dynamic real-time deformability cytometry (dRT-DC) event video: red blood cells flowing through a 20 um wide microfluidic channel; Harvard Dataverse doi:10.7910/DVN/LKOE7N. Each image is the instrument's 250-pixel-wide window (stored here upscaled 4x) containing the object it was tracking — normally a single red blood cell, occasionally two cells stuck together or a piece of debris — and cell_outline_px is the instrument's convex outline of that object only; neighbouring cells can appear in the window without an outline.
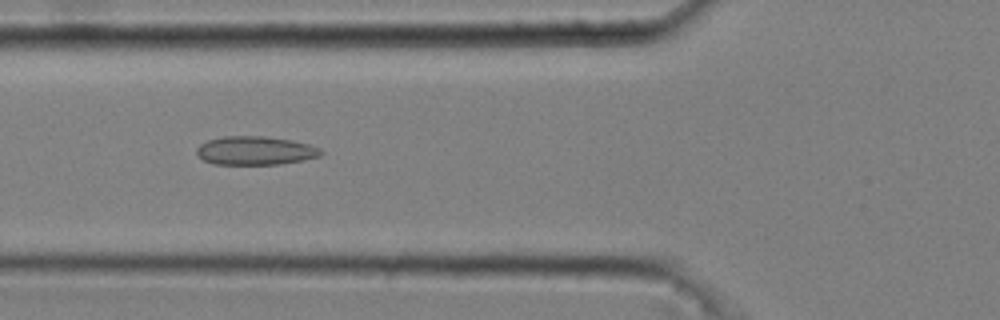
{"species": "common noctule bat (a hibernating species)", "species_latin": "Nyctalus noctula", "temperature_condition": "cold", "stored_images_in_passage": 35, "camera_frame_rate_fps": 3000, "um_per_image_px": 0.085, "animal": {"sex": "male", "body_mass_g": 20.4}, "frame": {"image": 1, "passage_image": 5, "time_ms": 1.333, "image_size_px": [1000, 320], "cell_outline_px": [[324, 152], [320, 156], [304, 160], [280, 164], [212, 164], [196, 156], [196, 148], [200, 144], [208, 140], [224, 136], [264, 136], [292, 140], [308, 144], [320, 148]], "centroid_in_image_um": [21.69, 12.8], "position_along_channel_um": 104.1, "area_um2": 20.87}}
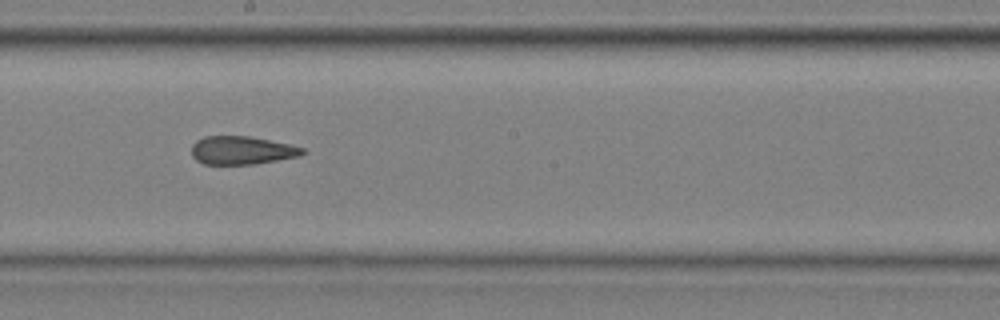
{"frame": {"image": 2, "passage_image": 15, "time_ms": 4.667, "image_size_px": [1000, 320], "cell_outline_px": [[308, 152], [300, 156], [256, 164], [204, 164], [196, 160], [192, 156], [192, 144], [196, 140], [204, 136], [248, 136], [288, 144], [304, 148]], "centroid_in_image_um": [20.55, 12.78], "position_along_channel_um": 227.6, "area_um2": 18.32}}
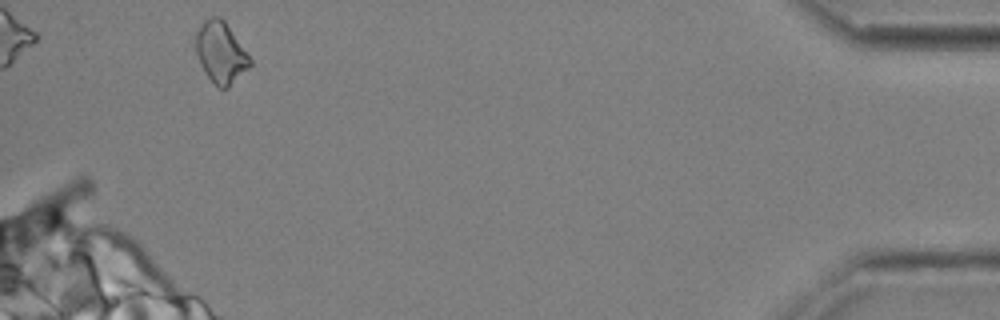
{"frame": {"image": 3, "passage_image": 35, "time_ms": 11.333, "image_size_px": [1000, 320], "cell_outline_px": [[252, 64], [228, 88], [220, 88], [204, 72], [200, 64], [196, 52], [196, 32], [200, 24], [204, 20], [212, 16], [220, 16], [224, 20], [252, 60]], "centroid_in_image_um": [18.75, 4.44], "position_along_channel_um": 416.4, "area_um2": 19.13}, "authors_computed_cell_mechanics": {"area_um2": 19.2474, "velocity_mm_per_s": 3.7029, "shape_relaxation_time_tau1_ms": null, "shape_relaxation_time_tau2_ms": 2.4269, "deformation_change_tau1": null, "deformation_change_tau2": 0.0911}}